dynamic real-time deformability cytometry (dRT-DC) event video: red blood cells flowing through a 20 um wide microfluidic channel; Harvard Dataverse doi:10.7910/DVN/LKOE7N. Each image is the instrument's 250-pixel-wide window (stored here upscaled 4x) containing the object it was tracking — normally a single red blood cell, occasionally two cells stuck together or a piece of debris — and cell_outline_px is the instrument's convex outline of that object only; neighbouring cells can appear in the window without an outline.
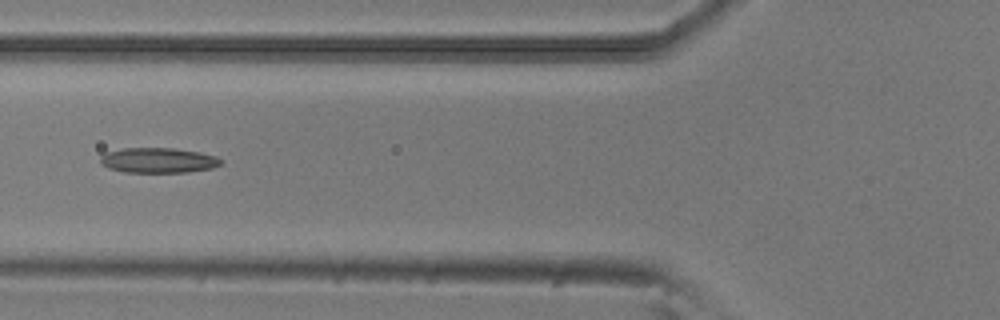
{"species": "common noctule bat (a hibernating species)", "species_latin": "Nyctalus noctula", "temperature_condition": "room temperature", "stored_images_in_passage": 5, "camera_frame_rate_fps": 3000, "um_per_image_px": 0.085, "animal": {"sex": "male", "body_mass_g": 20.5, "forearm_length_mm": 52.5}, "frame": {"image": 1, "passage_image": 5, "time_ms": 1.333, "image_size_px": [1000, 320], "cell_outline_px": [[220, 164], [212, 168], [184, 172], [124, 172], [108, 168], [100, 164], [100, 156], [104, 152], [124, 148], [172, 148], [200, 152], [216, 156], [220, 160]], "centroid_in_image_um": [13.38, 13.62], "position_along_channel_um": 112.4, "area_um2": 17.63}}